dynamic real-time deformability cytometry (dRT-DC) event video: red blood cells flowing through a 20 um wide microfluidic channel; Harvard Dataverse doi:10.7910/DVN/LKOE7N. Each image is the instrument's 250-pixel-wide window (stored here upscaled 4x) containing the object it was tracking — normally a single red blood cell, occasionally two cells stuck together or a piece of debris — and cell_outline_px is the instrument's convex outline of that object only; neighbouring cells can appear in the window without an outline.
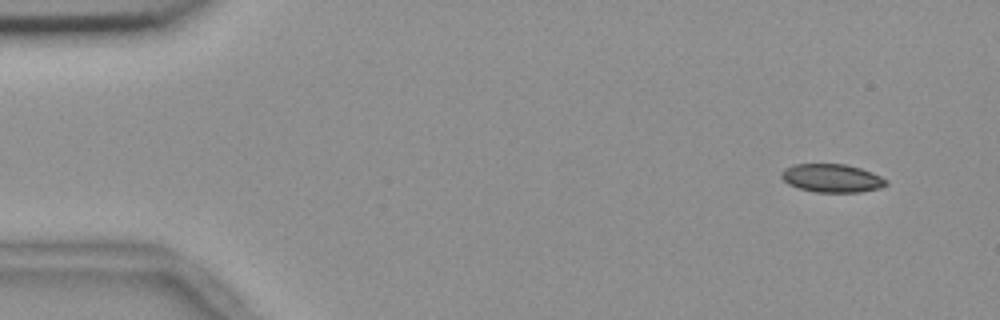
{"species": "common noctule bat (a hibernating species)", "species_latin": "Nyctalus noctula", "temperature_condition": "room temperature", "stored_images_in_passage": 6, "camera_frame_rate_fps": 3000, "um_per_image_px": 0.085, "animal": {"sex": "female", "body_mass_g": 18.4}, "frame": {"image": 1, "passage_image": 1, "time_ms": 0.0, "image_size_px": [1000, 320], "cell_outline_px": [[888, 184], [880, 188], [860, 192], [816, 192], [800, 188], [788, 184], [780, 176], [780, 172], [784, 168], [792, 164], [844, 164], [860, 168], [872, 172], [888, 180]], "centroid_in_image_um": [70.7, 15.14], "position_along_channel_um": 14.3, "area_um2": 17.34}}
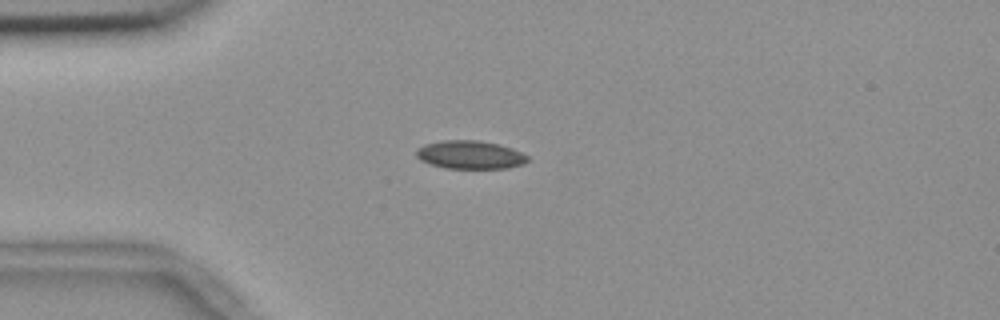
{"frame": {"image": 2, "passage_image": 4, "time_ms": 1.0, "image_size_px": [1000, 320], "cell_outline_px": [[528, 160], [524, 164], [508, 168], [448, 168], [432, 164], [420, 160], [416, 156], [416, 148], [424, 144], [440, 140], [476, 140], [500, 144], [512, 148], [528, 156]], "centroid_in_image_um": [39.95, 13.14], "position_along_channel_um": 45.1, "area_um2": 18.38}}
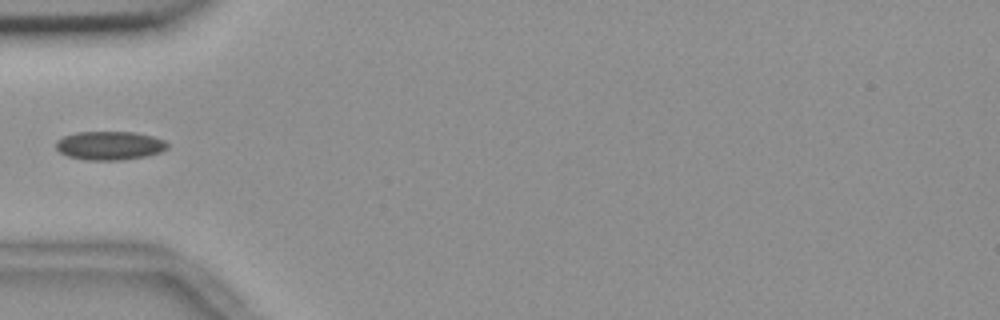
{"frame": {"image": 3, "passage_image": 5, "time_ms": 1.333, "image_size_px": [1000, 320], "cell_outline_px": [[168, 148], [160, 152], [144, 156], [120, 160], [88, 160], [68, 156], [60, 152], [56, 148], [56, 140], [64, 136], [76, 132], [136, 132], [152, 136], [164, 140], [168, 144]], "centroid_in_image_um": [9.31, 12.36], "position_along_channel_um": 75.7, "area_um2": 18.55}}